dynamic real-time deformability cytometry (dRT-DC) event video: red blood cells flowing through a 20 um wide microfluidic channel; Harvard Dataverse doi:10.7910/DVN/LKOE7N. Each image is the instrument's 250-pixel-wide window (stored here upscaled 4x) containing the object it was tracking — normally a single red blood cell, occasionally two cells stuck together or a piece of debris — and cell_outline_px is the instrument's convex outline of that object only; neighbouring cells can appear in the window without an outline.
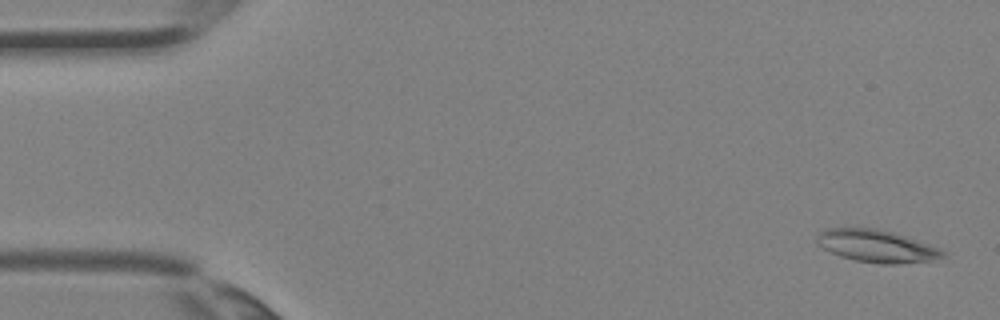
{"species": "Egyptian fruit bat (a non-hibernating species)", "species_latin": "Rousettus aegyptiacus", "temperature_condition": "room temperature", "stored_images_in_passage": 3, "camera_frame_rate_fps": 3000, "um_per_image_px": 0.085, "animal": {"sex": "female"}, "frame": {"image": 1, "passage_image": 1, "time_ms": 0.0, "image_size_px": [1000, 320], "cell_outline_px": [[944, 256], [932, 260], [896, 264], [880, 264], [856, 260], [840, 256], [816, 244], [816, 236], [824, 228], [876, 228], [892, 232], [940, 248], [944, 252]], "centroid_in_image_um": [74.47, 20.91], "position_along_channel_um": 10.5, "area_um2": 23.52}}